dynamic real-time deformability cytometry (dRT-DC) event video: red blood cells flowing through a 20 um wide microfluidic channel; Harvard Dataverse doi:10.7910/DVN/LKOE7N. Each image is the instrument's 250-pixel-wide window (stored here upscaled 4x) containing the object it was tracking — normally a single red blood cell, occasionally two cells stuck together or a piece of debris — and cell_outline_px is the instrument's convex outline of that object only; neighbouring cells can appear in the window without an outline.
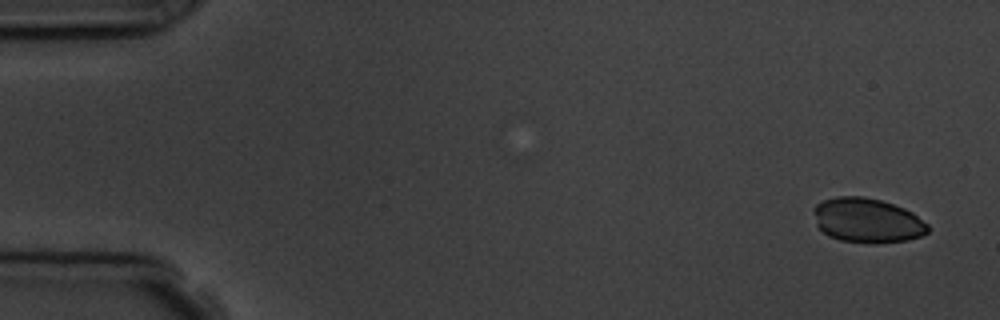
{"species": "common noctule bat (a hibernating species)", "species_latin": "Nyctalus noctula", "temperature_condition": "room temperature", "stored_images_in_passage": 4, "camera_frame_rate_fps": 3000, "um_per_image_px": 0.085, "animal": {"sex": "male", "body_mass_g": 19.5, "forearm_length_mm": 54.6}, "frame": {"image": 1, "passage_image": 1, "time_ms": 0.0, "image_size_px": [1000, 320], "cell_outline_px": [[928, 232], [920, 236], [908, 240], [876, 244], [872, 244], [840, 240], [828, 236], [816, 224], [812, 212], [812, 208], [816, 204], [824, 200], [836, 196], [864, 196], [880, 200], [904, 208], [912, 212], [928, 224]], "centroid_in_image_um": [73.69, 18.74], "position_along_channel_um": 11.3, "area_um2": 29.94}}